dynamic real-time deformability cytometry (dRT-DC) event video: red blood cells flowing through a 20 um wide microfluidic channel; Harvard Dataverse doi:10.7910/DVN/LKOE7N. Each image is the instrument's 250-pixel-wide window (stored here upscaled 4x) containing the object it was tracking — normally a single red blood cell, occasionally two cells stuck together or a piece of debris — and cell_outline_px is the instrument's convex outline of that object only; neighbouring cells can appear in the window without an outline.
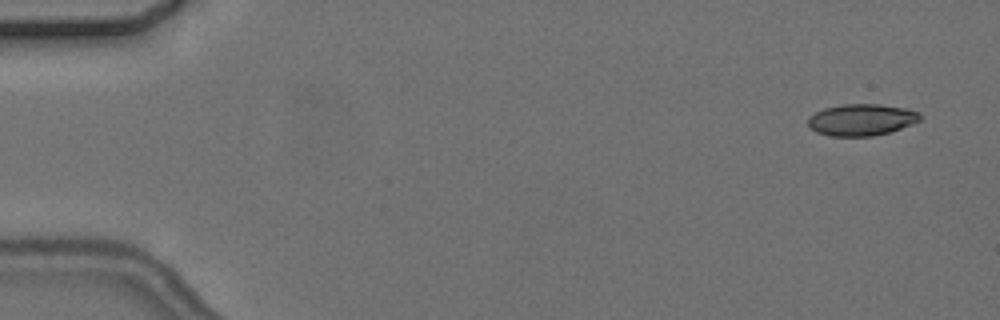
{"species": "common noctule bat (a hibernating species)", "species_latin": "Nyctalus noctula", "temperature_condition": "cold", "stored_images_in_passage": 5, "camera_frame_rate_fps": 3000, "um_per_image_px": 0.085, "animal": {"sex": "female", "body_mass_g": 24.6, "forearm_length_mm": 56.2}, "frame": {"image": 1, "passage_image": 1, "time_ms": 0.0, "image_size_px": [1000, 320], "cell_outline_px": [[920, 120], [912, 124], [888, 132], [872, 136], [828, 136], [816, 132], [808, 124], [808, 116], [824, 108], [844, 104], [880, 104], [904, 108], [916, 112], [920, 116]], "centroid_in_image_um": [73.18, 10.18], "position_along_channel_um": 11.8, "area_um2": 20.46}}
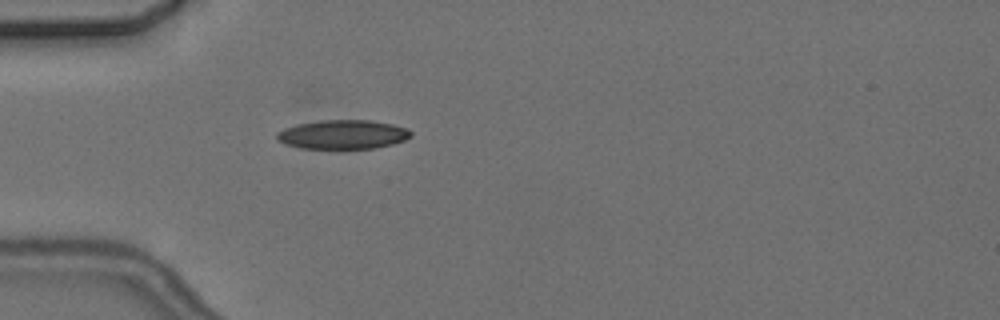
{"frame": {"image": 2, "passage_image": 5, "time_ms": 4.667, "image_size_px": [1000, 320], "cell_outline_px": [[412, 136], [404, 140], [392, 144], [376, 148], [300, 148], [276, 140], [276, 132], [284, 128], [296, 124], [320, 120], [372, 120], [392, 124], [408, 128], [412, 132]], "centroid_in_image_um": [29.15, 11.42], "position_along_channel_um": 55.9, "area_um2": 22.77}}